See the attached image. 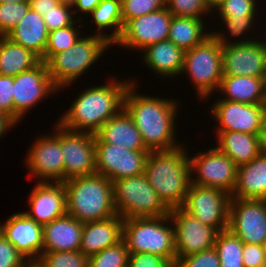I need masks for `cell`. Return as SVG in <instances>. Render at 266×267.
Returning a JSON list of instances; mask_svg holds the SVG:
<instances>
[{
    "label": "cell",
    "instance_id": "6da1fadb",
    "mask_svg": "<svg viewBox=\"0 0 266 267\" xmlns=\"http://www.w3.org/2000/svg\"><path fill=\"white\" fill-rule=\"evenodd\" d=\"M134 83L132 80L125 92L124 109L132 117L145 146L150 151H169L179 148L182 144L175 141L174 121L177 119V102L172 99L137 94Z\"/></svg>",
    "mask_w": 266,
    "mask_h": 267
},
{
    "label": "cell",
    "instance_id": "7a4b0ae2",
    "mask_svg": "<svg viewBox=\"0 0 266 267\" xmlns=\"http://www.w3.org/2000/svg\"><path fill=\"white\" fill-rule=\"evenodd\" d=\"M120 81L112 79L109 84L85 89L57 122L72 131L95 134L124 108L125 92L131 82Z\"/></svg>",
    "mask_w": 266,
    "mask_h": 267
},
{
    "label": "cell",
    "instance_id": "3957f363",
    "mask_svg": "<svg viewBox=\"0 0 266 267\" xmlns=\"http://www.w3.org/2000/svg\"><path fill=\"white\" fill-rule=\"evenodd\" d=\"M183 146L169 151H150L144 174L163 203L182 207L191 184L190 160Z\"/></svg>",
    "mask_w": 266,
    "mask_h": 267
},
{
    "label": "cell",
    "instance_id": "277c9868",
    "mask_svg": "<svg viewBox=\"0 0 266 267\" xmlns=\"http://www.w3.org/2000/svg\"><path fill=\"white\" fill-rule=\"evenodd\" d=\"M66 214L82 223L103 221L117 215L114 205L113 183L100 174L68 179Z\"/></svg>",
    "mask_w": 266,
    "mask_h": 267
},
{
    "label": "cell",
    "instance_id": "5b68a950",
    "mask_svg": "<svg viewBox=\"0 0 266 267\" xmlns=\"http://www.w3.org/2000/svg\"><path fill=\"white\" fill-rule=\"evenodd\" d=\"M169 214L159 217L128 218L123 221L122 239L129 254L150 253L176 260L175 236ZM167 225H166V224Z\"/></svg>",
    "mask_w": 266,
    "mask_h": 267
},
{
    "label": "cell",
    "instance_id": "8992f818",
    "mask_svg": "<svg viewBox=\"0 0 266 267\" xmlns=\"http://www.w3.org/2000/svg\"><path fill=\"white\" fill-rule=\"evenodd\" d=\"M111 43L99 35L80 37L66 51L54 54L47 62L49 76L59 89L68 86L80 77L99 57L105 53Z\"/></svg>",
    "mask_w": 266,
    "mask_h": 267
},
{
    "label": "cell",
    "instance_id": "52a82bcc",
    "mask_svg": "<svg viewBox=\"0 0 266 267\" xmlns=\"http://www.w3.org/2000/svg\"><path fill=\"white\" fill-rule=\"evenodd\" d=\"M112 183L116 212L123 219L159 217L170 213L144 173Z\"/></svg>",
    "mask_w": 266,
    "mask_h": 267
},
{
    "label": "cell",
    "instance_id": "ba28073f",
    "mask_svg": "<svg viewBox=\"0 0 266 267\" xmlns=\"http://www.w3.org/2000/svg\"><path fill=\"white\" fill-rule=\"evenodd\" d=\"M187 72L196 86L198 97L204 99L218 90L222 74V45L212 35L185 51L182 73Z\"/></svg>",
    "mask_w": 266,
    "mask_h": 267
},
{
    "label": "cell",
    "instance_id": "9c48e42d",
    "mask_svg": "<svg viewBox=\"0 0 266 267\" xmlns=\"http://www.w3.org/2000/svg\"><path fill=\"white\" fill-rule=\"evenodd\" d=\"M222 45L223 76L266 77V42L263 40L228 41L223 33L211 32Z\"/></svg>",
    "mask_w": 266,
    "mask_h": 267
},
{
    "label": "cell",
    "instance_id": "30bf717a",
    "mask_svg": "<svg viewBox=\"0 0 266 267\" xmlns=\"http://www.w3.org/2000/svg\"><path fill=\"white\" fill-rule=\"evenodd\" d=\"M231 195L223 190L190 184L182 208L218 232L229 225Z\"/></svg>",
    "mask_w": 266,
    "mask_h": 267
},
{
    "label": "cell",
    "instance_id": "8fae6325",
    "mask_svg": "<svg viewBox=\"0 0 266 267\" xmlns=\"http://www.w3.org/2000/svg\"><path fill=\"white\" fill-rule=\"evenodd\" d=\"M189 160L191 174L197 173V178L191 177L192 184L232 194L236 185L238 166L217 147L190 157Z\"/></svg>",
    "mask_w": 266,
    "mask_h": 267
},
{
    "label": "cell",
    "instance_id": "7c38bea8",
    "mask_svg": "<svg viewBox=\"0 0 266 267\" xmlns=\"http://www.w3.org/2000/svg\"><path fill=\"white\" fill-rule=\"evenodd\" d=\"M150 151L127 150L120 146L102 143L95 136L96 173L111 182L144 173Z\"/></svg>",
    "mask_w": 266,
    "mask_h": 267
},
{
    "label": "cell",
    "instance_id": "4fadbf2b",
    "mask_svg": "<svg viewBox=\"0 0 266 267\" xmlns=\"http://www.w3.org/2000/svg\"><path fill=\"white\" fill-rule=\"evenodd\" d=\"M228 229L243 243L263 245L266 241V200L231 198Z\"/></svg>",
    "mask_w": 266,
    "mask_h": 267
},
{
    "label": "cell",
    "instance_id": "5bb4252c",
    "mask_svg": "<svg viewBox=\"0 0 266 267\" xmlns=\"http://www.w3.org/2000/svg\"><path fill=\"white\" fill-rule=\"evenodd\" d=\"M64 181L96 173L95 134L72 131L60 125Z\"/></svg>",
    "mask_w": 266,
    "mask_h": 267
},
{
    "label": "cell",
    "instance_id": "9a60e30c",
    "mask_svg": "<svg viewBox=\"0 0 266 267\" xmlns=\"http://www.w3.org/2000/svg\"><path fill=\"white\" fill-rule=\"evenodd\" d=\"M175 236L176 259L214 247L218 231L185 211L182 207L170 209Z\"/></svg>",
    "mask_w": 266,
    "mask_h": 267
},
{
    "label": "cell",
    "instance_id": "2e32d148",
    "mask_svg": "<svg viewBox=\"0 0 266 267\" xmlns=\"http://www.w3.org/2000/svg\"><path fill=\"white\" fill-rule=\"evenodd\" d=\"M172 17L165 6L156 12L129 20L115 44L143 50L152 44L168 40Z\"/></svg>",
    "mask_w": 266,
    "mask_h": 267
},
{
    "label": "cell",
    "instance_id": "e0dca14e",
    "mask_svg": "<svg viewBox=\"0 0 266 267\" xmlns=\"http://www.w3.org/2000/svg\"><path fill=\"white\" fill-rule=\"evenodd\" d=\"M13 90L14 121L16 123L43 98L59 91L50 78L44 61L32 69L14 76Z\"/></svg>",
    "mask_w": 266,
    "mask_h": 267
},
{
    "label": "cell",
    "instance_id": "ac0fdd59",
    "mask_svg": "<svg viewBox=\"0 0 266 267\" xmlns=\"http://www.w3.org/2000/svg\"><path fill=\"white\" fill-rule=\"evenodd\" d=\"M50 136H42L28 151L26 165L40 182H64V162L60 146V124Z\"/></svg>",
    "mask_w": 266,
    "mask_h": 267
},
{
    "label": "cell",
    "instance_id": "d6986e66",
    "mask_svg": "<svg viewBox=\"0 0 266 267\" xmlns=\"http://www.w3.org/2000/svg\"><path fill=\"white\" fill-rule=\"evenodd\" d=\"M210 111L219 123L217 134L237 131L258 135L263 125L266 103L244 104L229 100H217Z\"/></svg>",
    "mask_w": 266,
    "mask_h": 267
},
{
    "label": "cell",
    "instance_id": "ffe728a7",
    "mask_svg": "<svg viewBox=\"0 0 266 267\" xmlns=\"http://www.w3.org/2000/svg\"><path fill=\"white\" fill-rule=\"evenodd\" d=\"M0 232L25 260L39 259L43 253V225L24 212L10 215L5 223H0Z\"/></svg>",
    "mask_w": 266,
    "mask_h": 267
},
{
    "label": "cell",
    "instance_id": "44dd1931",
    "mask_svg": "<svg viewBox=\"0 0 266 267\" xmlns=\"http://www.w3.org/2000/svg\"><path fill=\"white\" fill-rule=\"evenodd\" d=\"M29 211L24 213L41 225L66 214V191L63 182H39L29 196Z\"/></svg>",
    "mask_w": 266,
    "mask_h": 267
},
{
    "label": "cell",
    "instance_id": "7402d4cb",
    "mask_svg": "<svg viewBox=\"0 0 266 267\" xmlns=\"http://www.w3.org/2000/svg\"><path fill=\"white\" fill-rule=\"evenodd\" d=\"M84 223L65 214L43 225V252L79 251Z\"/></svg>",
    "mask_w": 266,
    "mask_h": 267
},
{
    "label": "cell",
    "instance_id": "603a6c76",
    "mask_svg": "<svg viewBox=\"0 0 266 267\" xmlns=\"http://www.w3.org/2000/svg\"><path fill=\"white\" fill-rule=\"evenodd\" d=\"M123 221L113 216L103 221L86 222L83 225L80 251L88 258L122 240Z\"/></svg>",
    "mask_w": 266,
    "mask_h": 267
},
{
    "label": "cell",
    "instance_id": "cb8c5ba5",
    "mask_svg": "<svg viewBox=\"0 0 266 267\" xmlns=\"http://www.w3.org/2000/svg\"><path fill=\"white\" fill-rule=\"evenodd\" d=\"M95 136L106 144L126 148L127 150L150 151L144 144L142 135L135 126L132 117L123 108L109 119Z\"/></svg>",
    "mask_w": 266,
    "mask_h": 267
},
{
    "label": "cell",
    "instance_id": "d4e9b609",
    "mask_svg": "<svg viewBox=\"0 0 266 267\" xmlns=\"http://www.w3.org/2000/svg\"><path fill=\"white\" fill-rule=\"evenodd\" d=\"M48 33L43 17L30 8L23 19L5 36L12 42L33 51L41 61L45 62Z\"/></svg>",
    "mask_w": 266,
    "mask_h": 267
},
{
    "label": "cell",
    "instance_id": "484cf974",
    "mask_svg": "<svg viewBox=\"0 0 266 267\" xmlns=\"http://www.w3.org/2000/svg\"><path fill=\"white\" fill-rule=\"evenodd\" d=\"M231 198L266 200V155H258L237 168V179Z\"/></svg>",
    "mask_w": 266,
    "mask_h": 267
},
{
    "label": "cell",
    "instance_id": "4316f807",
    "mask_svg": "<svg viewBox=\"0 0 266 267\" xmlns=\"http://www.w3.org/2000/svg\"><path fill=\"white\" fill-rule=\"evenodd\" d=\"M219 92L229 100L244 104L266 103V77L223 76Z\"/></svg>",
    "mask_w": 266,
    "mask_h": 267
},
{
    "label": "cell",
    "instance_id": "83f0119b",
    "mask_svg": "<svg viewBox=\"0 0 266 267\" xmlns=\"http://www.w3.org/2000/svg\"><path fill=\"white\" fill-rule=\"evenodd\" d=\"M144 62L148 68L163 76H176L182 72L185 51L172 41L165 40L144 49Z\"/></svg>",
    "mask_w": 266,
    "mask_h": 267
},
{
    "label": "cell",
    "instance_id": "f1b7e54d",
    "mask_svg": "<svg viewBox=\"0 0 266 267\" xmlns=\"http://www.w3.org/2000/svg\"><path fill=\"white\" fill-rule=\"evenodd\" d=\"M216 136L218 137L217 148L238 167L260 155L258 135L229 131L219 132Z\"/></svg>",
    "mask_w": 266,
    "mask_h": 267
},
{
    "label": "cell",
    "instance_id": "f546056e",
    "mask_svg": "<svg viewBox=\"0 0 266 267\" xmlns=\"http://www.w3.org/2000/svg\"><path fill=\"white\" fill-rule=\"evenodd\" d=\"M40 62L41 58L33 51L0 36V75L14 77Z\"/></svg>",
    "mask_w": 266,
    "mask_h": 267
},
{
    "label": "cell",
    "instance_id": "4dcf8cb0",
    "mask_svg": "<svg viewBox=\"0 0 266 267\" xmlns=\"http://www.w3.org/2000/svg\"><path fill=\"white\" fill-rule=\"evenodd\" d=\"M204 21L192 17L173 16L168 40L184 51L202 43L211 33L204 32Z\"/></svg>",
    "mask_w": 266,
    "mask_h": 267
},
{
    "label": "cell",
    "instance_id": "1f68e13d",
    "mask_svg": "<svg viewBox=\"0 0 266 267\" xmlns=\"http://www.w3.org/2000/svg\"><path fill=\"white\" fill-rule=\"evenodd\" d=\"M97 25V35L106 38L112 45L120 38L123 31L121 0H102L90 13ZM114 28L110 35L103 33L104 28Z\"/></svg>",
    "mask_w": 266,
    "mask_h": 267
},
{
    "label": "cell",
    "instance_id": "d6a6232c",
    "mask_svg": "<svg viewBox=\"0 0 266 267\" xmlns=\"http://www.w3.org/2000/svg\"><path fill=\"white\" fill-rule=\"evenodd\" d=\"M244 243L228 228L218 232L214 248L221 267H244L242 261Z\"/></svg>",
    "mask_w": 266,
    "mask_h": 267
},
{
    "label": "cell",
    "instance_id": "836d02e7",
    "mask_svg": "<svg viewBox=\"0 0 266 267\" xmlns=\"http://www.w3.org/2000/svg\"><path fill=\"white\" fill-rule=\"evenodd\" d=\"M129 250L122 239L117 244L90 256L88 267H128Z\"/></svg>",
    "mask_w": 266,
    "mask_h": 267
},
{
    "label": "cell",
    "instance_id": "e575fe53",
    "mask_svg": "<svg viewBox=\"0 0 266 267\" xmlns=\"http://www.w3.org/2000/svg\"><path fill=\"white\" fill-rule=\"evenodd\" d=\"M72 24L70 26L50 31L45 50V63L54 55L66 51L73 46L81 36L79 30Z\"/></svg>",
    "mask_w": 266,
    "mask_h": 267
},
{
    "label": "cell",
    "instance_id": "d590c367",
    "mask_svg": "<svg viewBox=\"0 0 266 267\" xmlns=\"http://www.w3.org/2000/svg\"><path fill=\"white\" fill-rule=\"evenodd\" d=\"M40 261L45 267H88V257L79 251L43 252Z\"/></svg>",
    "mask_w": 266,
    "mask_h": 267
},
{
    "label": "cell",
    "instance_id": "8d00e7d4",
    "mask_svg": "<svg viewBox=\"0 0 266 267\" xmlns=\"http://www.w3.org/2000/svg\"><path fill=\"white\" fill-rule=\"evenodd\" d=\"M166 7L173 16L198 19L212 11L208 0H166Z\"/></svg>",
    "mask_w": 266,
    "mask_h": 267
},
{
    "label": "cell",
    "instance_id": "74e56055",
    "mask_svg": "<svg viewBox=\"0 0 266 267\" xmlns=\"http://www.w3.org/2000/svg\"><path fill=\"white\" fill-rule=\"evenodd\" d=\"M29 2L0 4V36H5L27 14Z\"/></svg>",
    "mask_w": 266,
    "mask_h": 267
},
{
    "label": "cell",
    "instance_id": "f35d334b",
    "mask_svg": "<svg viewBox=\"0 0 266 267\" xmlns=\"http://www.w3.org/2000/svg\"><path fill=\"white\" fill-rule=\"evenodd\" d=\"M166 6V0H121L123 25L136 17L156 12Z\"/></svg>",
    "mask_w": 266,
    "mask_h": 267
},
{
    "label": "cell",
    "instance_id": "ab89813d",
    "mask_svg": "<svg viewBox=\"0 0 266 267\" xmlns=\"http://www.w3.org/2000/svg\"><path fill=\"white\" fill-rule=\"evenodd\" d=\"M256 0H223L215 8L220 17L255 16Z\"/></svg>",
    "mask_w": 266,
    "mask_h": 267
},
{
    "label": "cell",
    "instance_id": "60d3db41",
    "mask_svg": "<svg viewBox=\"0 0 266 267\" xmlns=\"http://www.w3.org/2000/svg\"><path fill=\"white\" fill-rule=\"evenodd\" d=\"M173 267H221L216 249L210 248L175 260Z\"/></svg>",
    "mask_w": 266,
    "mask_h": 267
},
{
    "label": "cell",
    "instance_id": "b9f144b4",
    "mask_svg": "<svg viewBox=\"0 0 266 267\" xmlns=\"http://www.w3.org/2000/svg\"><path fill=\"white\" fill-rule=\"evenodd\" d=\"M71 8L72 7L67 5L58 4L50 12L45 13L43 19L48 32L76 23V21L73 20L72 15H74V13L73 8Z\"/></svg>",
    "mask_w": 266,
    "mask_h": 267
},
{
    "label": "cell",
    "instance_id": "7bdbcfd3",
    "mask_svg": "<svg viewBox=\"0 0 266 267\" xmlns=\"http://www.w3.org/2000/svg\"><path fill=\"white\" fill-rule=\"evenodd\" d=\"M25 258L0 232V267H22Z\"/></svg>",
    "mask_w": 266,
    "mask_h": 267
},
{
    "label": "cell",
    "instance_id": "ee69618b",
    "mask_svg": "<svg viewBox=\"0 0 266 267\" xmlns=\"http://www.w3.org/2000/svg\"><path fill=\"white\" fill-rule=\"evenodd\" d=\"M14 77L0 75V111L14 120Z\"/></svg>",
    "mask_w": 266,
    "mask_h": 267
},
{
    "label": "cell",
    "instance_id": "f6af8a7d",
    "mask_svg": "<svg viewBox=\"0 0 266 267\" xmlns=\"http://www.w3.org/2000/svg\"><path fill=\"white\" fill-rule=\"evenodd\" d=\"M128 267H173L166 259L156 254H129Z\"/></svg>",
    "mask_w": 266,
    "mask_h": 267
},
{
    "label": "cell",
    "instance_id": "bcb514c9",
    "mask_svg": "<svg viewBox=\"0 0 266 267\" xmlns=\"http://www.w3.org/2000/svg\"><path fill=\"white\" fill-rule=\"evenodd\" d=\"M254 18V16L221 17V20L231 33V37H238L250 31V27L254 26Z\"/></svg>",
    "mask_w": 266,
    "mask_h": 267
},
{
    "label": "cell",
    "instance_id": "7dc6e473",
    "mask_svg": "<svg viewBox=\"0 0 266 267\" xmlns=\"http://www.w3.org/2000/svg\"><path fill=\"white\" fill-rule=\"evenodd\" d=\"M242 261L244 267H258L265 263L262 245L244 243Z\"/></svg>",
    "mask_w": 266,
    "mask_h": 267
},
{
    "label": "cell",
    "instance_id": "c3c4849f",
    "mask_svg": "<svg viewBox=\"0 0 266 267\" xmlns=\"http://www.w3.org/2000/svg\"><path fill=\"white\" fill-rule=\"evenodd\" d=\"M29 3L30 8L38 12L42 17L59 4L57 0H30Z\"/></svg>",
    "mask_w": 266,
    "mask_h": 267
},
{
    "label": "cell",
    "instance_id": "681fc988",
    "mask_svg": "<svg viewBox=\"0 0 266 267\" xmlns=\"http://www.w3.org/2000/svg\"><path fill=\"white\" fill-rule=\"evenodd\" d=\"M101 1L102 0H77L73 6V8H76L73 13L76 14L77 11H81L82 13L90 14Z\"/></svg>",
    "mask_w": 266,
    "mask_h": 267
},
{
    "label": "cell",
    "instance_id": "f907efd6",
    "mask_svg": "<svg viewBox=\"0 0 266 267\" xmlns=\"http://www.w3.org/2000/svg\"><path fill=\"white\" fill-rule=\"evenodd\" d=\"M17 124L10 116L0 111V138L5 132L10 130L11 127Z\"/></svg>",
    "mask_w": 266,
    "mask_h": 267
},
{
    "label": "cell",
    "instance_id": "816d5d0a",
    "mask_svg": "<svg viewBox=\"0 0 266 267\" xmlns=\"http://www.w3.org/2000/svg\"><path fill=\"white\" fill-rule=\"evenodd\" d=\"M258 140H259L260 154L266 155V112H265L262 128L260 129L258 133Z\"/></svg>",
    "mask_w": 266,
    "mask_h": 267
},
{
    "label": "cell",
    "instance_id": "f5cc1de1",
    "mask_svg": "<svg viewBox=\"0 0 266 267\" xmlns=\"http://www.w3.org/2000/svg\"><path fill=\"white\" fill-rule=\"evenodd\" d=\"M22 267H45L40 259L25 260Z\"/></svg>",
    "mask_w": 266,
    "mask_h": 267
},
{
    "label": "cell",
    "instance_id": "db71d44e",
    "mask_svg": "<svg viewBox=\"0 0 266 267\" xmlns=\"http://www.w3.org/2000/svg\"><path fill=\"white\" fill-rule=\"evenodd\" d=\"M57 1L59 2V4L67 5L73 8L77 0H57Z\"/></svg>",
    "mask_w": 266,
    "mask_h": 267
},
{
    "label": "cell",
    "instance_id": "11a10c76",
    "mask_svg": "<svg viewBox=\"0 0 266 267\" xmlns=\"http://www.w3.org/2000/svg\"><path fill=\"white\" fill-rule=\"evenodd\" d=\"M222 1L223 0H208V3L212 9H215V7Z\"/></svg>",
    "mask_w": 266,
    "mask_h": 267
},
{
    "label": "cell",
    "instance_id": "9f6ffc18",
    "mask_svg": "<svg viewBox=\"0 0 266 267\" xmlns=\"http://www.w3.org/2000/svg\"><path fill=\"white\" fill-rule=\"evenodd\" d=\"M30 0H0V4L2 3H18V2H29Z\"/></svg>",
    "mask_w": 266,
    "mask_h": 267
},
{
    "label": "cell",
    "instance_id": "6f0895ef",
    "mask_svg": "<svg viewBox=\"0 0 266 267\" xmlns=\"http://www.w3.org/2000/svg\"><path fill=\"white\" fill-rule=\"evenodd\" d=\"M262 248H263L264 260H265V263H266V241H265L264 244L262 245Z\"/></svg>",
    "mask_w": 266,
    "mask_h": 267
},
{
    "label": "cell",
    "instance_id": "680465c9",
    "mask_svg": "<svg viewBox=\"0 0 266 267\" xmlns=\"http://www.w3.org/2000/svg\"><path fill=\"white\" fill-rule=\"evenodd\" d=\"M258 267H266V263H263L262 265H259Z\"/></svg>",
    "mask_w": 266,
    "mask_h": 267
}]
</instances>
